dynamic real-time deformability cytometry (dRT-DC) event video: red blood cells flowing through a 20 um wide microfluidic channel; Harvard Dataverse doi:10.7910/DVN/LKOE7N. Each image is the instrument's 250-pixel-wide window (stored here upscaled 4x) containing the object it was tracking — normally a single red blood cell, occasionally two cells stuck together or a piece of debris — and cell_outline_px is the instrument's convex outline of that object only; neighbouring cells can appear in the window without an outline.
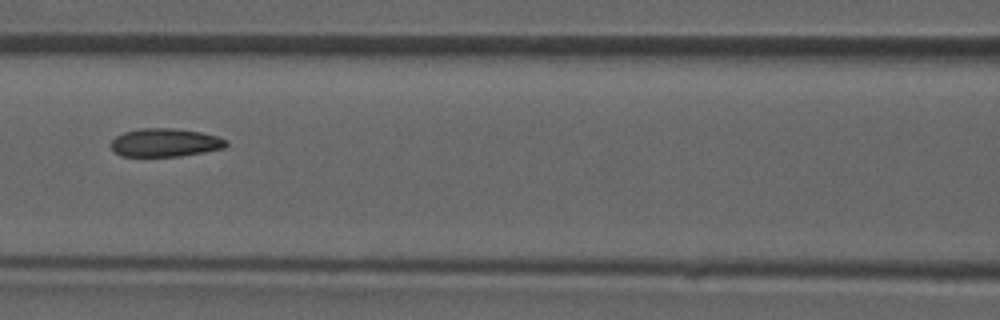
{"species": "common noctule bat (a hibernating species)", "species_latin": "Nyctalus noctula", "temperature_condition": "room temperature", "stored_images_in_passage": 48, "camera_frame_rate_fps": 3000, "um_per_image_px": 0.085, "animal": {"sex": "male", "forearm_length_mm": 52.5}, "frame": {"image": 1, "passage_image": 21, "time_ms": 6.667, "image_size_px": [1000, 320], "cell_outline_px": [[228, 144], [224, 148], [204, 152], [180, 156], [120, 156], [108, 144], [116, 136], [124, 132], [140, 128], [172, 128], [200, 132], [220, 136], [228, 140]], "centroid_in_image_um": [14.05, 12.12], "position_along_channel_um": 152.6, "area_um2": 19.13}}